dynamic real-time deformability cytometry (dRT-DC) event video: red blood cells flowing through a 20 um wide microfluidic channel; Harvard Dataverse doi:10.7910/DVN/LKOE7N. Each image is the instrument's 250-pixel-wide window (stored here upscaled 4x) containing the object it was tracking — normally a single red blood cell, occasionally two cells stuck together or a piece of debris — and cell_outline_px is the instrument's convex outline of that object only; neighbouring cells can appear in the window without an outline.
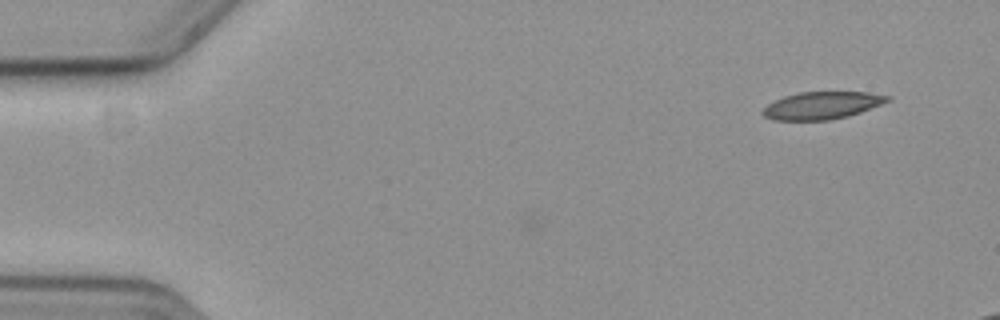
{"species": "common noctule bat (a hibernating species)", "species_latin": "Nyctalus noctula", "temperature_condition": "cold", "stored_images_in_passage": 12, "camera_frame_rate_fps": 3000, "um_per_image_px": 0.085, "animal": {"sex": "female", "body_mass_g": 19.3, "forearm_length_mm": 54.1}, "frame": {"image": 1, "passage_image": 1, "time_ms": 0.0, "image_size_px": [1000, 320], "cell_outline_px": [[892, 100], [860, 112], [848, 116], [828, 120], [772, 120], [764, 116], [760, 112], [768, 104], [784, 96], [800, 92], [868, 92], [892, 96]], "centroid_in_image_um": [69.88, 8.96], "position_along_channel_um": 15.1, "area_um2": 19.94}}